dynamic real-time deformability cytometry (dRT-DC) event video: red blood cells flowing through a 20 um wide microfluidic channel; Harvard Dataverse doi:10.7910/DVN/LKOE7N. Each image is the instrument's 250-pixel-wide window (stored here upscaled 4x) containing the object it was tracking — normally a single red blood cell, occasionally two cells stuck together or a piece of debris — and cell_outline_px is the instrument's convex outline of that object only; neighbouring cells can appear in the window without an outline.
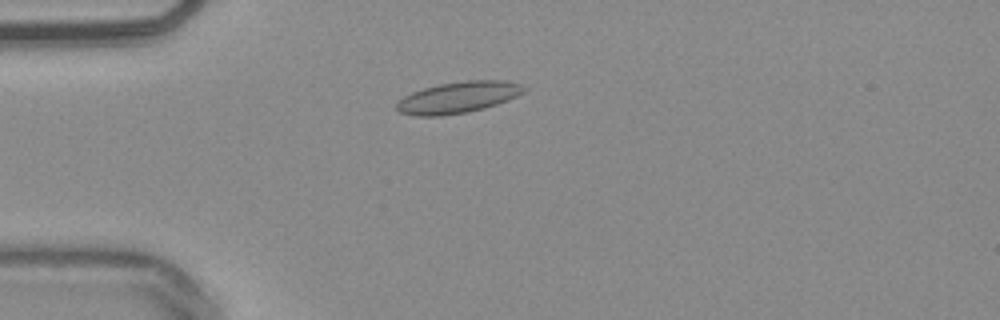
{"species": "common noctule bat (a hibernating species)", "species_latin": "Nyctalus noctula", "temperature_condition": "warm", "stored_images_in_passage": 40, "camera_frame_rate_fps": 3000, "um_per_image_px": 0.085, "animal": {"sex": "male", "body_mass_g": 20.4}, "frame": {"image": 1, "passage_image": 1, "time_ms": 0.0, "image_size_px": [1000, 320], "cell_outline_px": [[528, 88], [524, 92], [516, 96], [496, 104], [484, 108], [468, 112], [440, 116], [416, 116], [400, 112], [396, 108], [396, 104], [404, 96], [412, 92], [424, 88], [440, 84], [464, 80], [504, 80], [520, 84]], "centroid_in_image_um": [38.95, 8.27], "position_along_channel_um": 46.1, "area_um2": 23.18}}
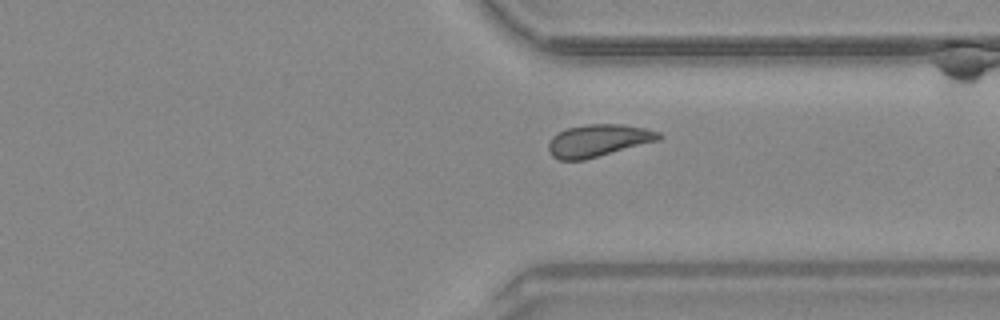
{"frame": {"image": 2, "passage_image": 27, "time_ms": 8.667, "image_size_px": [1000, 320], "cell_outline_px": [[664, 136], [660, 140], [584, 160], [560, 160], [552, 156], [548, 152], [548, 144], [552, 136], [556, 132], [568, 128], [588, 124], [624, 124], [644, 128], [660, 132]], "centroid_in_image_um": [50.85, 11.94], "position_along_channel_um": 360.5, "area_um2": 20.92}}
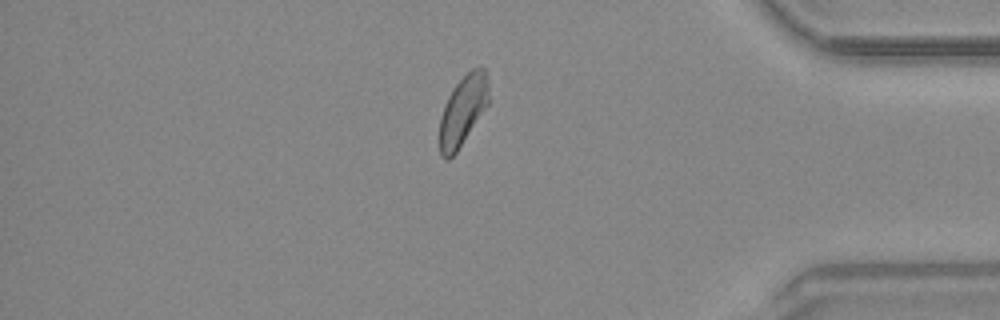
{"frame": {"image": 3, "passage_image": 32, "time_ms": 10.333, "image_size_px": [1000, 320], "cell_outline_px": [[488, 104], [456, 152], [448, 160], [444, 160], [440, 156], [440, 116], [444, 104], [452, 88], [472, 68], [484, 68], [488, 80]], "centroid_in_image_um": [39.32, 9.4], "position_along_channel_um": 395.9, "area_um2": 19.77}, "authors_computed_cell_mechanics": {"area_um2": 20.7502, "velocity_mm_per_s": 3.8321, "shape_relaxation_time_tau1_ms": null, "shape_relaxation_time_tau2_ms": 3.4377, "deformation_change_tau1": null, "deformation_change_tau2": 0.0765}}